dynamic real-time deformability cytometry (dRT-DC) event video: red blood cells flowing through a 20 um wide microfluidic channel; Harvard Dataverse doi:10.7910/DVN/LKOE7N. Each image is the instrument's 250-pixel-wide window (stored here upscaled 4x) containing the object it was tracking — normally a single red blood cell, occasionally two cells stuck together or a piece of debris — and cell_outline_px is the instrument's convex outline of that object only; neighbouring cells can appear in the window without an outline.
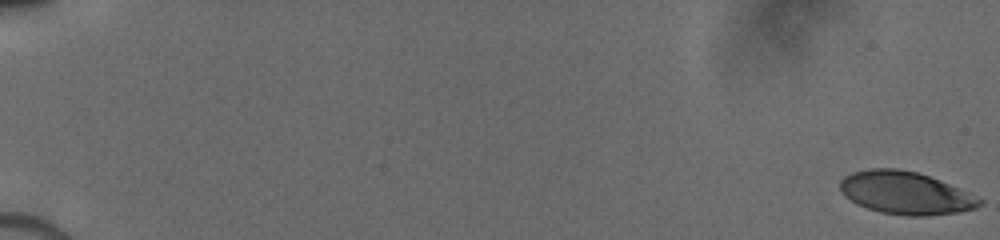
{"species": "human", "species_latin": "Homo sapiens", "temperature_condition": "cold", "stored_images_in_passage": 22, "camera_frame_rate_fps": 3000, "um_per_image_px": 0.085, "donor": {"sex": "male"}, "frame": {"image": 1, "passage_image": 1, "time_ms": 0.0, "image_size_px": [1000, 240], "cell_outline_px": [[984, 204], [976, 208], [956, 212], [928, 216], [908, 216], [880, 212], [856, 204], [844, 196], [840, 192], [840, 180], [844, 176], [852, 172], [872, 168], [896, 168], [916, 172], [928, 176], [968, 192], [984, 200]], "centroid_in_image_um": [76.95, 16.41], "position_along_channel_um": 8.1, "area_um2": 34.68}}
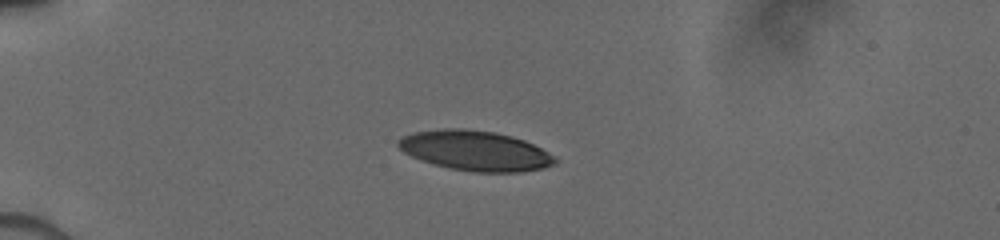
{"frame": {"image": 2, "passage_image": 16, "time_ms": 5.0, "image_size_px": [1000, 240], "cell_outline_px": [[556, 164], [544, 168], [520, 172], [472, 172], [448, 168], [432, 164], [420, 160], [404, 152], [396, 144], [396, 140], [412, 132], [440, 128], [464, 128], [496, 132], [512, 136], [524, 140], [548, 152], [556, 160]], "centroid_in_image_um": [40.36, 12.8], "position_along_channel_um": 44.6, "area_um2": 36.76}}
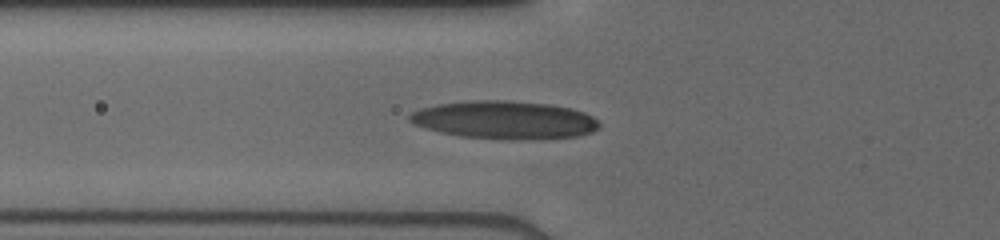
{"frame": {"image": 3, "passage_image": 22, "time_ms": 7.0, "image_size_px": [1000, 240], "cell_outline_px": [[600, 128], [592, 132], [580, 136], [540, 140], [504, 140], [460, 136], [440, 132], [412, 124], [408, 120], [408, 116], [412, 112], [420, 108], [436, 104], [472, 100], [508, 100], [548, 104], [572, 108], [584, 112], [592, 116], [600, 124]], "centroid_in_image_um": [42.9, 10.21], "position_along_channel_um": 82.9, "area_um2": 42.71}}